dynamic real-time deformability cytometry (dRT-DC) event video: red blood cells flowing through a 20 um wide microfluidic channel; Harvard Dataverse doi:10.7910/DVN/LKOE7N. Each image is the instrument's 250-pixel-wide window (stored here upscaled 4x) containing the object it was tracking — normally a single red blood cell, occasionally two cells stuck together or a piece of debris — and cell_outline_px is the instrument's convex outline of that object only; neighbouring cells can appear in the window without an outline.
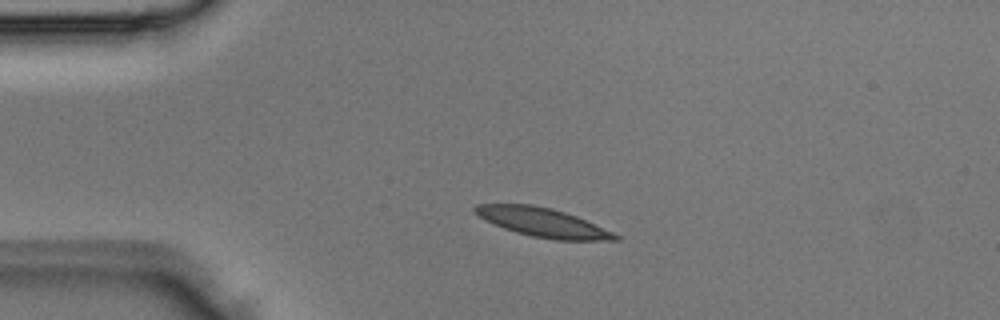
{"species": "Egyptian fruit bat (a non-hibernating species)", "species_latin": "Rousettus aegyptiacus", "temperature_condition": "room temperature", "stored_images_in_passage": 2, "camera_frame_rate_fps": 3000, "um_per_image_px": 0.085, "animal": {"sex": "male"}, "frame": {"image": 1, "passage_image": 1, "time_ms": 0.0, "image_size_px": [1000, 320], "cell_outline_px": [[620, 240], [556, 240], [532, 236], [516, 232], [504, 228], [480, 216], [472, 208], [476, 204], [532, 204], [552, 208], [576, 216], [612, 232], [620, 236]], "centroid_in_image_um": [46.15, 18.9], "position_along_channel_um": 38.9, "area_um2": 23.18}}
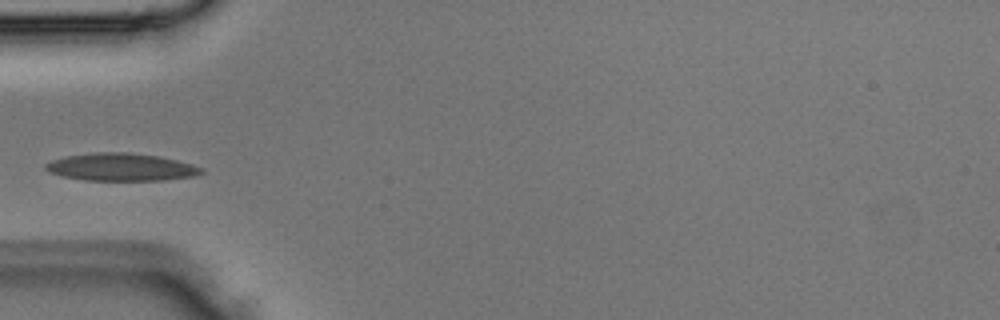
{"frame": {"image": 2, "passage_image": 2, "time_ms": 0.333, "image_size_px": [1000, 320], "cell_outline_px": [[204, 172], [196, 176], [164, 180], [84, 180], [60, 176], [48, 172], [44, 168], [44, 164], [52, 160], [64, 156], [96, 152], [128, 152], [156, 156], [176, 160], [204, 168]], "centroid_in_image_um": [10.25, 14.2], "position_along_channel_um": 74.7, "area_um2": 25.14}}